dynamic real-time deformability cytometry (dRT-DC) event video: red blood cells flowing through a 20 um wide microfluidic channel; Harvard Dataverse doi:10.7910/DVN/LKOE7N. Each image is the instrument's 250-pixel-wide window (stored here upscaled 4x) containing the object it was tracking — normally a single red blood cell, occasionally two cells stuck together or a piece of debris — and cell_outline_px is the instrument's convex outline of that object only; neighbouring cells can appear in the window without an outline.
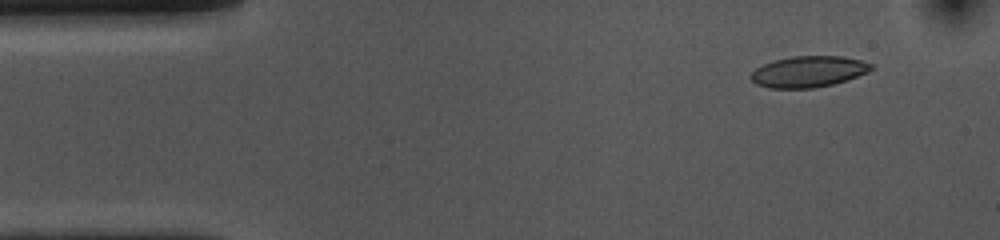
{"species": "common noctule bat (a hibernating species)", "species_latin": "Nyctalus noctula", "temperature_condition": "cold", "stored_images_in_passage": 53, "camera_frame_rate_fps": 3000, "um_per_image_px": 0.085, "animal": {"sex": "female", "body_mass_g": 10.0, "forearm_length_mm": 53.1}, "frame": {"image": 1, "passage_image": 4, "time_ms": 1.0, "image_size_px": [1000, 240], "cell_outline_px": [[872, 68], [868, 72], [832, 84], [812, 88], [768, 88], [756, 84], [748, 76], [756, 68], [764, 64], [776, 60], [792, 56], [844, 56], [860, 60], [872, 64]], "centroid_in_image_um": [68.68, 6.08], "position_along_channel_um": 16.3, "area_um2": 21.62}}
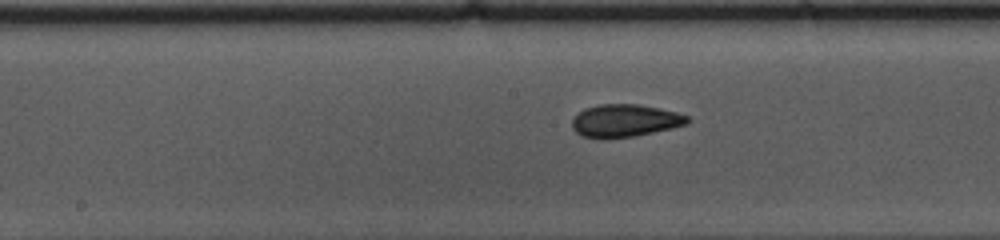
{"frame": {"image": 2, "passage_image": 25, "time_ms": 8.0, "image_size_px": [1000, 240], "cell_outline_px": [[692, 120], [688, 124], [672, 128], [636, 136], [604, 140], [600, 140], [580, 136], [572, 128], [572, 120], [584, 108], [600, 104], [636, 104], [660, 108], [676, 112], [688, 116]], "centroid_in_image_um": [53.11, 10.28], "position_along_channel_um": 195.1, "area_um2": 22.37}}
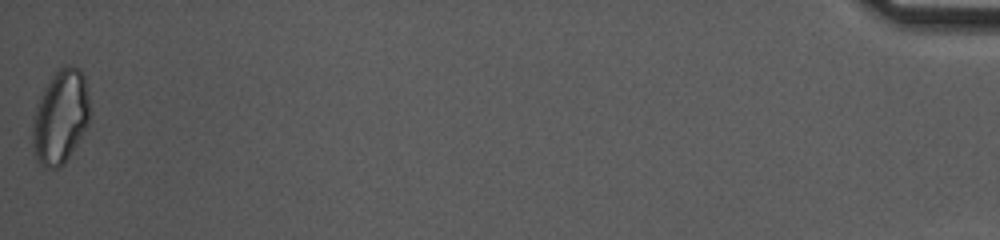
{"frame": {"image": 3, "passage_image": 53, "time_ms": 17.333, "image_size_px": [1000, 240], "cell_outline_px": [[88, 124], [64, 164], [60, 168], [44, 168], [36, 160], [32, 144], [32, 116], [40, 96], [44, 88], [56, 72], [64, 64], [80, 68], [84, 76], [88, 100]], "centroid_in_image_um": [5.1, 9.96], "position_along_channel_um": 430.1, "area_um2": 31.15}, "authors_computed_cell_mechanics": {"area_um2": 21.9062, "velocity_mm_per_s": 3.6259, "shape_relaxation_time_tau1_ms": 6.0015, "shape_relaxation_time_tau2_ms": 2.1801, "deformation_change_tau1": 0.1265, "deformation_change_tau2": 0.0883}}